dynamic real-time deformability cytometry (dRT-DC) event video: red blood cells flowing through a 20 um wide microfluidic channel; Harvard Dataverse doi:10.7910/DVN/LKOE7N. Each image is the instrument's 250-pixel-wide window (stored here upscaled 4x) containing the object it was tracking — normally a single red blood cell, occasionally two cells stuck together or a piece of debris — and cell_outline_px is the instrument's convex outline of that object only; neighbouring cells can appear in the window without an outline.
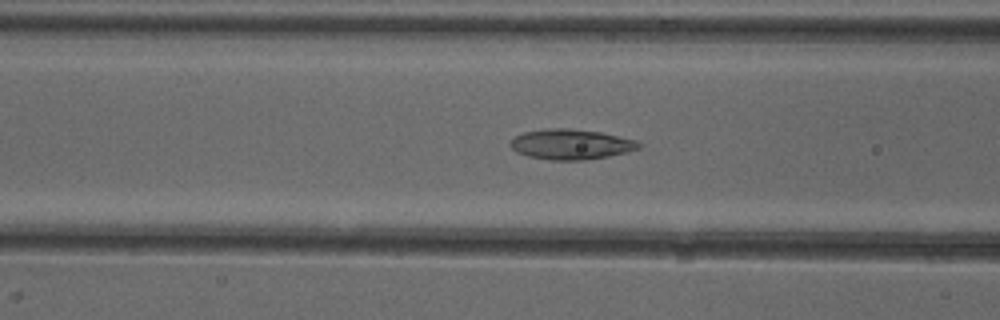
{"species": "common noctule bat (a hibernating species)", "species_latin": "Nyctalus noctula", "temperature_condition": "cold", "stored_images_in_passage": 51, "camera_frame_rate_fps": 3000, "um_per_image_px": 0.085, "animal": {"sex": "female"}, "frame": {"image": 1, "passage_image": 20, "time_ms": 6.333, "image_size_px": [1000, 320], "cell_outline_px": [[644, 144], [640, 148], [628, 152], [608, 156], [584, 160], [552, 160], [528, 156], [516, 152], [508, 144], [516, 136], [524, 132], [544, 128], [568, 128], [600, 132], [636, 140]], "centroid_in_image_um": [48.55, 12.26], "position_along_channel_um": 118.1, "area_um2": 22.72}}
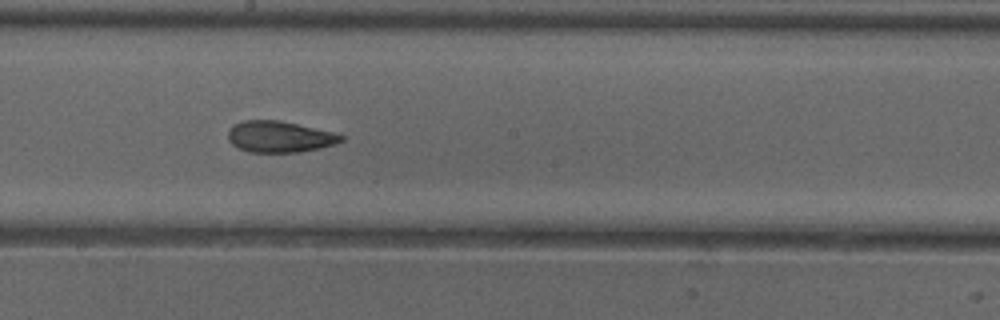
{"frame": {"image": 2, "passage_image": 28, "time_ms": 9.0, "image_size_px": [1000, 320], "cell_outline_px": [[344, 140], [320, 148], [296, 152], [248, 152], [236, 148], [228, 140], [228, 132], [232, 124], [244, 120], [280, 120], [332, 132], [344, 136]], "centroid_in_image_um": [23.7, 11.62], "position_along_channel_um": 224.5, "area_um2": 20.58}}
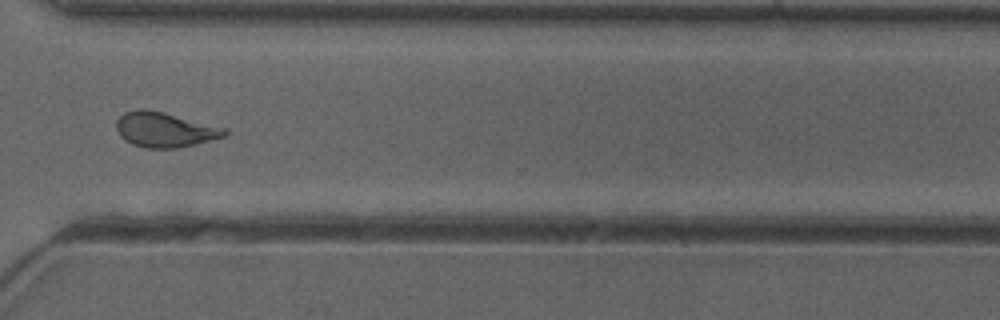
{"frame": {"image": 3, "passage_image": 38, "time_ms": 12.333, "image_size_px": [1000, 320], "cell_outline_px": [[228, 132], [224, 136], [176, 148], [148, 148], [132, 144], [124, 140], [120, 136], [116, 128], [116, 120], [124, 112], [140, 108], [144, 108], [164, 112], [228, 128]], "centroid_in_image_um": [13.97, 11.0], "position_along_channel_um": 356.6, "area_um2": 22.02}, "authors_computed_cell_mechanics": {"area_um2": 21.5016, "velocity_mm_per_s": 3.9739, "shape_relaxation_time_tau1_ms": 9.6429, "shape_relaxation_time_tau2_ms": 2.7453, "deformation_change_tau1": 0.2023, "deformation_change_tau2": 0.1061}}